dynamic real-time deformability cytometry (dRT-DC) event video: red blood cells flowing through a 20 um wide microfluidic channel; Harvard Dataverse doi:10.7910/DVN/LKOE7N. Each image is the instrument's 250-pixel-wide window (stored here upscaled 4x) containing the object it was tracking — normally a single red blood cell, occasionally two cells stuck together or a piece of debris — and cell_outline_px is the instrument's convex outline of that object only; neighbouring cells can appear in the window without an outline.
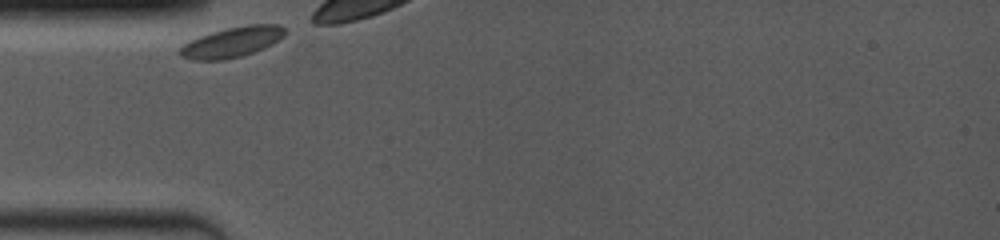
{"species": "common noctule bat (a hibernating species)", "species_latin": "Nyctalus noctula", "temperature_condition": "room temperature", "stored_images_in_passage": 8, "camera_frame_rate_fps": 4000, "um_per_image_px": 0.085, "animal": {"sex": "female", "body_mass_g": 19.0, "forearm_length_mm": 53.3}, "frame": {"image": 1, "passage_image": 1, "time_ms": 0.0, "image_size_px": [1000, 240], "cell_outline_px": [[284, 36], [272, 44], [264, 48], [240, 56], [224, 60], [192, 60], [180, 56], [176, 52], [184, 44], [200, 36], [212, 32], [228, 28], [248, 24], [280, 24], [284, 28]], "centroid_in_image_um": [19.7, 3.58], "position_along_channel_um": 65.3, "area_um2": 18.44}}